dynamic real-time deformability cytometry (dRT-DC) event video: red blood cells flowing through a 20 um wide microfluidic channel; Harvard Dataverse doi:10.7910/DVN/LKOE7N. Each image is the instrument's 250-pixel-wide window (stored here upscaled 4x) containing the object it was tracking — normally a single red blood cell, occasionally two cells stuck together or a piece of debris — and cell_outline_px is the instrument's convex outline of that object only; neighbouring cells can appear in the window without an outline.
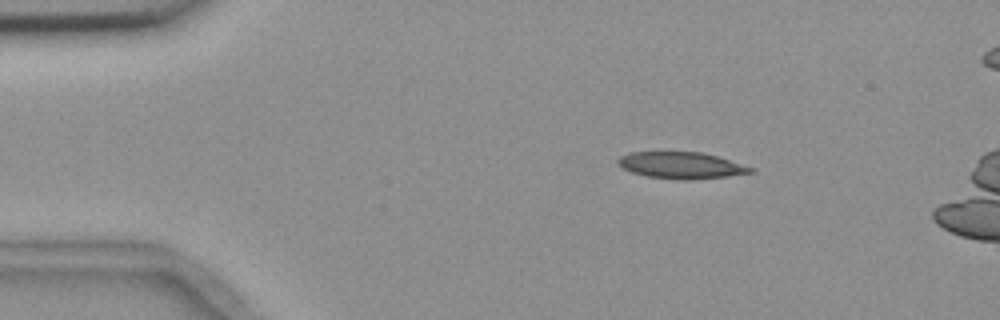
{"species": "common noctule bat (a hibernating species)", "species_latin": "Nyctalus noctula", "temperature_condition": "room temperature", "stored_images_in_passage": 4, "camera_frame_rate_fps": 3000, "um_per_image_px": 0.085, "animal": {"sex": "female", "body_mass_g": 18.4}, "frame": {"image": 1, "passage_image": 1, "time_ms": 0.0, "image_size_px": [1000, 320], "cell_outline_px": [[756, 172], [728, 176], [692, 180], [684, 180], [648, 176], [632, 172], [624, 168], [616, 160], [620, 156], [628, 152], [700, 152], [716, 156], [756, 168]], "centroid_in_image_um": [57.95, 14.05], "position_along_channel_um": 27.1, "area_um2": 20.46}}